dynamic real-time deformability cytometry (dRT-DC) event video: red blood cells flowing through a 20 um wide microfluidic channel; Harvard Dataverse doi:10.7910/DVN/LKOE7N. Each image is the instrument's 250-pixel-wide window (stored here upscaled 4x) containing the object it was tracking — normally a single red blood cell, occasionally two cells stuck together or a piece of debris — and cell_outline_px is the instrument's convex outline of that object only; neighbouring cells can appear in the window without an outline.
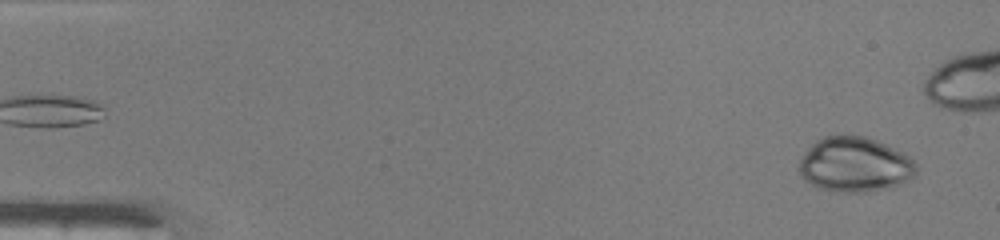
{"species": "common noctule bat (a hibernating species)", "species_latin": "Nyctalus noctula", "temperature_condition": "warm", "stored_images_in_passage": 41, "camera_frame_rate_fps": 3000, "um_per_image_px": 0.085, "animal": {"sex": "male", "body_mass_g": 19.0, "forearm_length_mm": 50.8}, "frame": {"image": 1, "passage_image": 2, "time_ms": 0.333, "image_size_px": [1000, 240], "cell_outline_px": [[916, 172], [908, 180], [892, 188], [868, 192], [840, 192], [820, 188], [804, 180], [800, 176], [796, 168], [800, 156], [816, 140], [824, 136], [864, 136], [876, 140], [904, 152], [916, 164]], "centroid_in_image_um": [72.62, 14.0], "position_along_channel_um": 12.4, "area_um2": 37.8}}
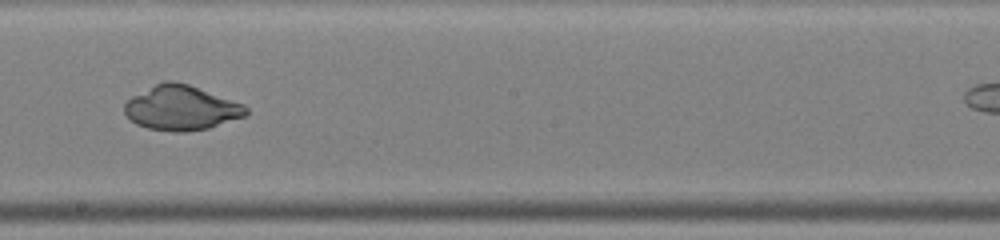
{"frame": {"image": 2, "passage_image": 27, "time_ms": 8.667, "image_size_px": [1000, 240], "cell_outline_px": [[248, 112], [244, 116], [208, 128], [184, 132], [172, 132], [148, 128], [136, 124], [124, 112], [124, 104], [132, 96], [164, 80], [172, 80], [188, 84], [244, 104], [248, 108]], "centroid_in_image_um": [15.4, 9.17], "position_along_channel_um": 232.8, "area_um2": 31.39}}
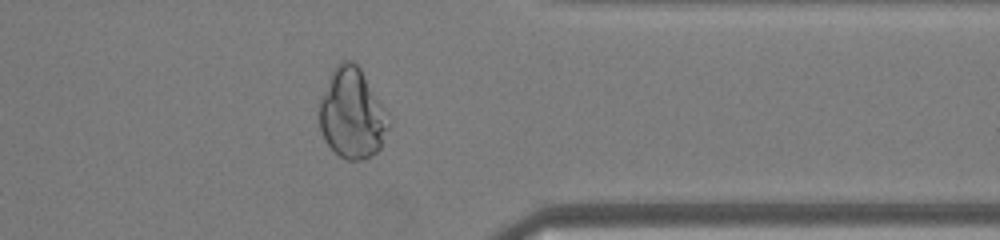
{"frame": {"image": 3, "passage_image": 38, "time_ms": 12.333, "image_size_px": [1000, 240], "cell_outline_px": [[392, 124], [380, 148], [376, 152], [364, 160], [348, 160], [340, 156], [324, 140], [320, 128], [320, 100], [328, 80], [336, 64], [344, 60], [352, 60], [360, 68], [388, 112], [392, 120]], "centroid_in_image_um": [29.97, 9.67], "position_along_channel_um": 381.4, "area_um2": 36.59}}